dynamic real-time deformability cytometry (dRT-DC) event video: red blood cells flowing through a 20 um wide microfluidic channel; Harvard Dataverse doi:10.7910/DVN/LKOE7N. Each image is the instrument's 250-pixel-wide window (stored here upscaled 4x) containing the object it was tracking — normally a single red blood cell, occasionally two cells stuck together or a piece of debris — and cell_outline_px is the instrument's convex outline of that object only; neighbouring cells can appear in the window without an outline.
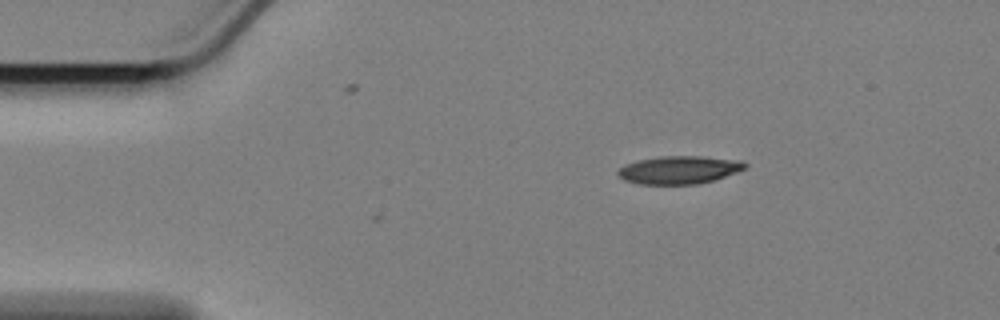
{"species": "Egyptian fruit bat (a non-hibernating species)", "species_latin": "Rousettus aegyptiacus", "temperature_condition": "cold", "stored_images_in_passage": 3, "camera_frame_rate_fps": 3000, "um_per_image_px": 0.085, "animal": {"sex": "female"}, "frame": {"image": 1, "passage_image": 1, "time_ms": 0.0, "image_size_px": [1000, 320], "cell_outline_px": [[748, 164], [744, 168], [736, 172], [712, 180], [696, 184], [640, 184], [624, 180], [616, 172], [624, 164], [636, 160], [660, 156], [700, 156], [740, 160]], "centroid_in_image_um": [57.68, 14.43], "position_along_channel_um": 27.3, "area_um2": 20.58}}